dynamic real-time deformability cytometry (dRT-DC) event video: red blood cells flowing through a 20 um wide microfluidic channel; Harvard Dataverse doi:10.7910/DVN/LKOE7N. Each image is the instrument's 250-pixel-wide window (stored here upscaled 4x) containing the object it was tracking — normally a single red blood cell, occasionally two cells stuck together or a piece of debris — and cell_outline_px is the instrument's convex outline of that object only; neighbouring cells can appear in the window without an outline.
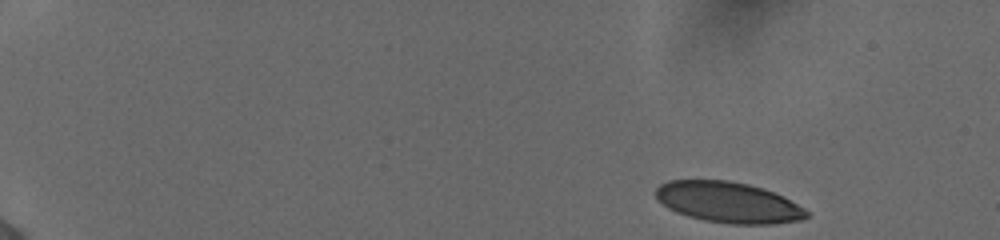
{"species": "human", "species_latin": "Homo sapiens", "temperature_condition": "cold", "stored_images_in_passage": 49, "camera_frame_rate_fps": 3000, "um_per_image_px": 0.085, "donor": {"sex": "female"}, "frame": {"image": 1, "passage_image": 1, "time_ms": 0.0, "image_size_px": [1000, 240], "cell_outline_px": [[808, 216], [804, 220], [772, 224], [732, 224], [704, 220], [688, 216], [676, 212], [668, 208], [656, 196], [656, 188], [660, 184], [668, 180], [728, 180], [748, 184], [764, 188], [784, 196], [804, 208], [808, 212]], "centroid_in_image_um": [61.94, 17.2], "position_along_channel_um": 23.1, "area_um2": 35.95}}
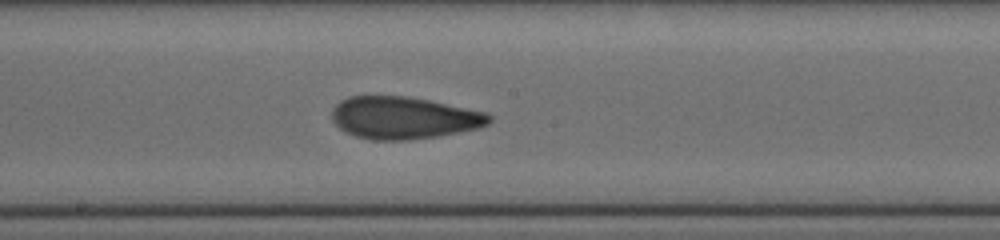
{"frame": {"image": 2, "passage_image": 27, "time_ms": 8.667, "image_size_px": [1000, 240], "cell_outline_px": [[492, 120], [488, 124], [480, 128], [440, 136], [408, 140], [372, 140], [356, 136], [340, 128], [332, 120], [332, 108], [340, 100], [348, 96], [404, 96], [428, 100], [488, 112], [492, 116]], "centroid_in_image_um": [34.35, 10.01], "position_along_channel_um": 213.9, "area_um2": 38.9}}
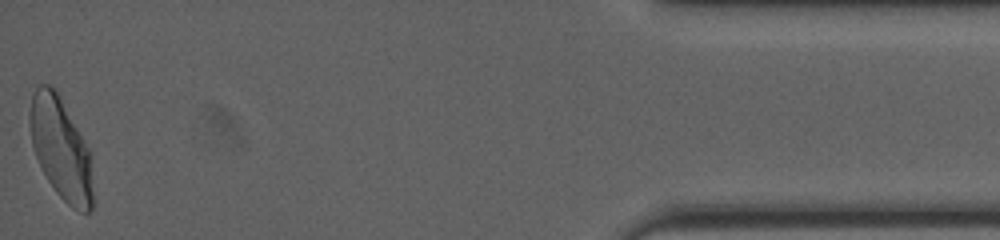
{"frame": {"image": 3, "passage_image": 49, "time_ms": 16.0, "image_size_px": [1000, 240], "cell_outline_px": [[92, 208], [88, 212], [80, 212], [72, 208], [56, 192], [48, 180], [36, 156], [32, 144], [28, 120], [28, 116], [32, 92], [40, 84], [48, 84], [60, 96], [88, 148], [92, 156]], "centroid_in_image_um": [5.16, 12.62], "position_along_channel_um": 430.0, "area_um2": 37.22}, "authors_computed_cell_mechanics": {"area_um2": 37.6278, "velocity_mm_per_s": 3.8759, "shape_relaxation_time_tau1_ms": 8.1321, "shape_relaxation_time_tau2_ms": 1.2789, "deformation_change_tau1": 0.2205, "deformation_change_tau2": 0.0741}}